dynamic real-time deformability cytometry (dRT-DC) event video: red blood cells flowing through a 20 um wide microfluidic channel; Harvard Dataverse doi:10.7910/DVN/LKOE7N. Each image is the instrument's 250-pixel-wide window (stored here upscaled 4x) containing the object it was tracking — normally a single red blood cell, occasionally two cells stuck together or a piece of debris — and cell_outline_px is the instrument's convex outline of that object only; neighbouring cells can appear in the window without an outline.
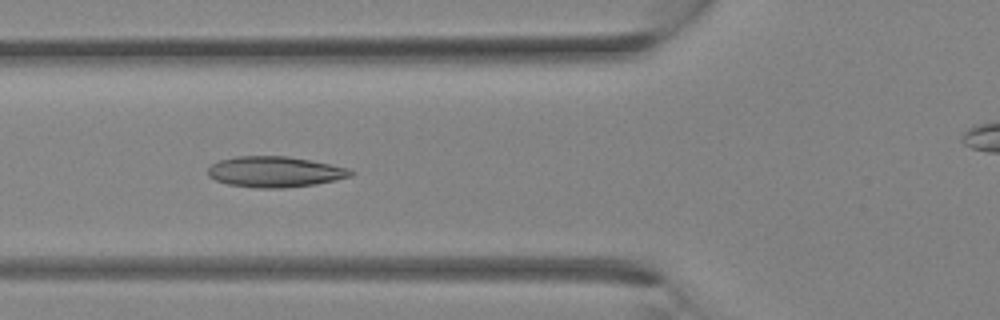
{"species": "Egyptian fruit bat (a non-hibernating species)", "species_latin": "Rousettus aegyptiacus", "temperature_condition": "room temperature", "stored_images_in_passage": 25, "camera_frame_rate_fps": 3000, "um_per_image_px": 0.085, "animal": {"sex": "female"}, "frame": {"image": 1, "passage_image": 8, "time_ms": 2.333, "image_size_px": [1000, 320], "cell_outline_px": [[356, 172], [352, 176], [336, 180], [316, 184], [284, 188], [256, 188], [228, 184], [216, 180], [208, 176], [208, 168], [212, 164], [220, 160], [236, 156], [288, 156], [348, 168]], "centroid_in_image_um": [23.37, 14.61], "position_along_channel_um": 102.4, "area_um2": 25.55}}
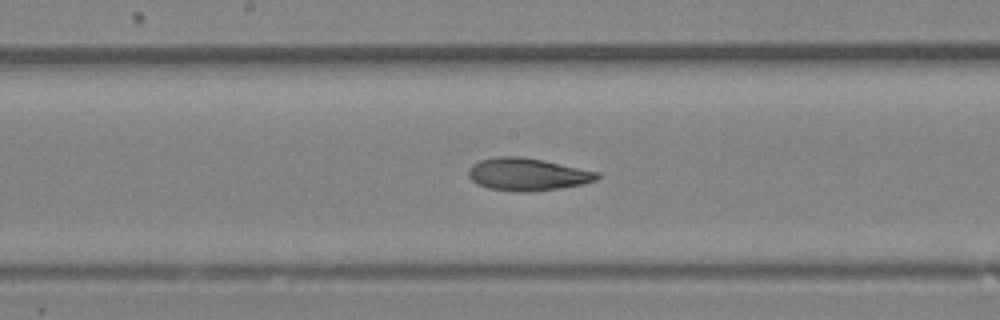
{"frame": {"image": 2, "passage_image": 13, "time_ms": 4.0, "image_size_px": [1000, 320], "cell_outline_px": [[600, 176], [596, 180], [584, 184], [560, 188], [516, 192], [488, 188], [476, 184], [468, 176], [468, 168], [472, 164], [480, 160], [496, 156], [520, 156], [544, 160], [600, 172]], "centroid_in_image_um": [44.82, 14.8], "position_along_channel_um": 203.4, "area_um2": 24.51}}
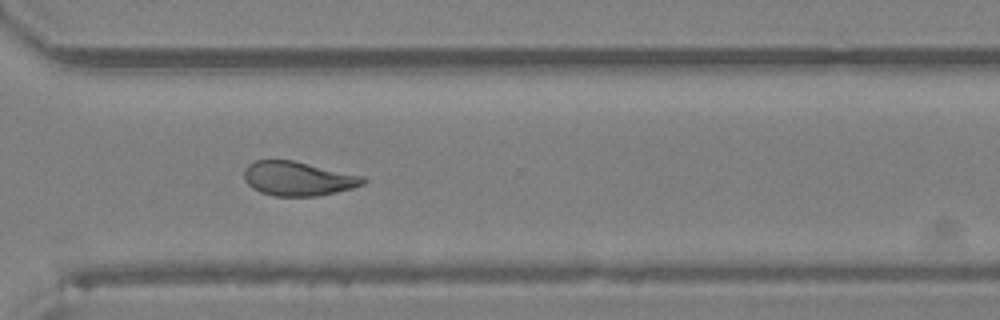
{"frame": {"image": 3, "passage_image": 20, "time_ms": 6.333, "image_size_px": [1000, 320], "cell_outline_px": [[368, 180], [364, 184], [352, 188], [336, 192], [316, 196], [272, 196], [260, 192], [252, 188], [244, 180], [244, 168], [248, 164], [256, 160], [292, 160], [364, 176]], "centroid_in_image_um": [25.32, 15.18], "position_along_channel_um": 345.3, "area_um2": 23.81}}